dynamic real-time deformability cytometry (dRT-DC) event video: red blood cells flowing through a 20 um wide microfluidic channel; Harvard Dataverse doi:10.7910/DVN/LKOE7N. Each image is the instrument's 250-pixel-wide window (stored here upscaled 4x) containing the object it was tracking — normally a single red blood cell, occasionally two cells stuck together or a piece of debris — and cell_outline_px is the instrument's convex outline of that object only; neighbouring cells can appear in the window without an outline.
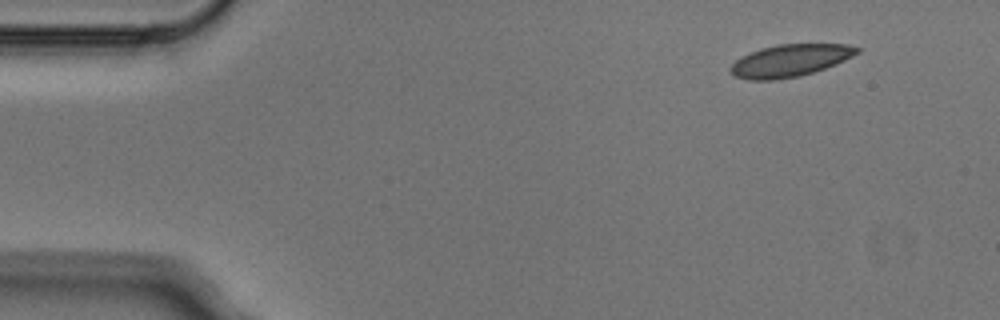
{"species": "Egyptian fruit bat (a non-hibernating species)", "species_latin": "Rousettus aegyptiacus", "temperature_condition": "cold", "stored_images_in_passage": 5, "segment_of_instrument_passage": [1, 2], "camera_frame_rate_fps": 3000, "um_per_image_px": 0.085, "animal": {"sex": "male"}, "frame": {"image": 1, "passage_image": 1, "time_ms": 0.0, "image_size_px": [1000, 320], "cell_outline_px": [[860, 52], [836, 64], [800, 76], [772, 80], [752, 80], [736, 76], [728, 68], [736, 60], [748, 52], [760, 48], [776, 44], [848, 44], [860, 48]], "centroid_in_image_um": [67.15, 5.13], "position_along_channel_um": 17.9, "area_um2": 23.7}}